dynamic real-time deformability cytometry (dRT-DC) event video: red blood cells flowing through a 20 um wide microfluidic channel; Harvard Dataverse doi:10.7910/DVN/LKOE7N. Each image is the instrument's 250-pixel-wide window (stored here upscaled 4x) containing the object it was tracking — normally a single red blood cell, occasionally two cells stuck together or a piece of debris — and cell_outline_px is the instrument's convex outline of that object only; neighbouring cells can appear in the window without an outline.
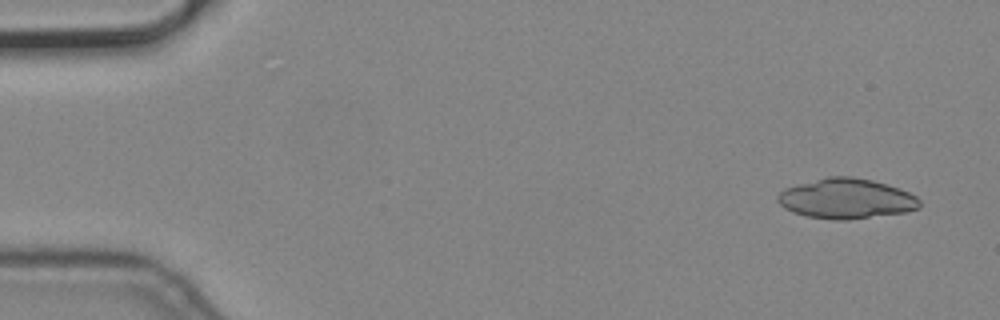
{"species": "common noctule bat (a hibernating species)", "species_latin": "Nyctalus noctula", "temperature_condition": "cold", "stored_images_in_passage": 3, "camera_frame_rate_fps": 3000, "um_per_image_px": 0.085, "animal": {"sex": "male", "body_mass_g": 19.2, "forearm_length_mm": 51.8}, "frame": {"image": 1, "passage_image": 1, "time_ms": 0.0, "image_size_px": [1000, 320], "cell_outline_px": [[920, 208], [904, 212], [848, 220], [836, 220], [808, 216], [792, 212], [784, 208], [776, 200], [776, 196], [784, 188], [828, 176], [852, 176], [872, 180], [888, 184], [900, 188], [916, 196], [920, 200]], "centroid_in_image_um": [71.93, 16.88], "position_along_channel_um": 13.1, "area_um2": 33.23}}